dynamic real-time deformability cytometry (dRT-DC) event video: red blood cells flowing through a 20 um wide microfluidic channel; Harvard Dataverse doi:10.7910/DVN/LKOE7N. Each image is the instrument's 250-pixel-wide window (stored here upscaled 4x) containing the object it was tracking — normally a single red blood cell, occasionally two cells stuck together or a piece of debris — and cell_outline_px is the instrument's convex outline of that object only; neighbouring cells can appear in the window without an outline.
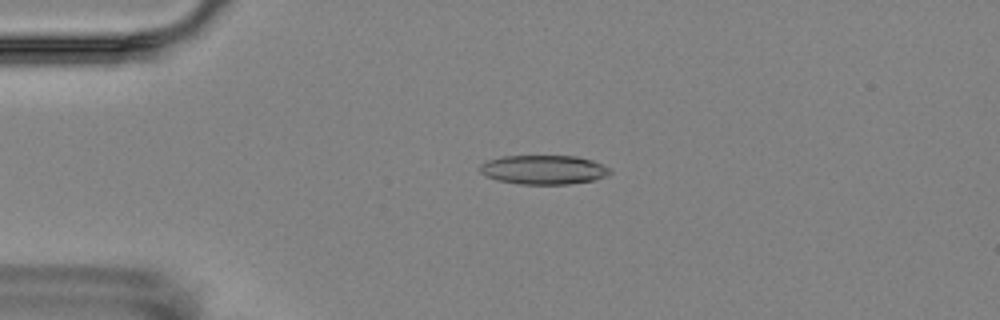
{"species": "Egyptian fruit bat (a non-hibernating species)", "species_latin": "Rousettus aegyptiacus", "temperature_condition": "room temperature", "stored_images_in_passage": 5, "camera_frame_rate_fps": 3000, "um_per_image_px": 0.085, "animal": {"sex": "female"}, "frame": {"image": 1, "passage_image": 4, "time_ms": 3.333, "image_size_px": [1000, 320], "cell_outline_px": [[612, 172], [608, 176], [592, 180], [568, 184], [520, 184], [496, 180], [484, 176], [480, 172], [480, 164], [488, 160], [504, 156], [576, 156], [592, 160], [612, 168]], "centroid_in_image_um": [46.22, 14.43], "position_along_channel_um": 38.8, "area_um2": 22.25}}